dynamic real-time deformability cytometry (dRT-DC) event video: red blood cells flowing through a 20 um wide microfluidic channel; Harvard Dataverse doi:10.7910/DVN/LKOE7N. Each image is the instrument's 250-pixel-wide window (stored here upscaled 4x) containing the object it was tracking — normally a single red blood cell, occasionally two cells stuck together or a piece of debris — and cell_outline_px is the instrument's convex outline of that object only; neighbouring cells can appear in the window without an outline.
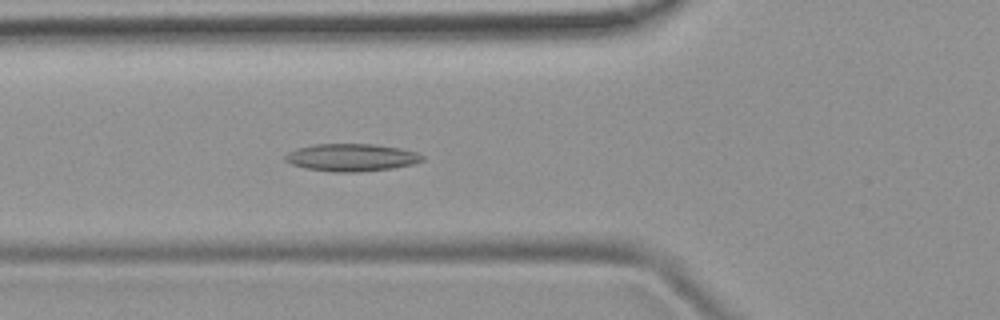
{"species": "common noctule bat (a hibernating species)", "species_latin": "Nyctalus noctula", "temperature_condition": "room temperature", "stored_images_in_passage": 50, "camera_frame_rate_fps": 3000, "um_per_image_px": 0.085, "animal": {"sex": "female", "body_mass_g": 19.9}, "frame": {"image": 1, "passage_image": 18, "time_ms": 5.667, "image_size_px": [1000, 320], "cell_outline_px": [[424, 160], [412, 164], [392, 168], [360, 172], [332, 172], [304, 168], [292, 164], [284, 160], [284, 156], [288, 152], [296, 148], [312, 144], [372, 144], [400, 148], [416, 152], [424, 156]], "centroid_in_image_um": [29.84, 13.38], "position_along_channel_um": 96.0, "area_um2": 22.08}}
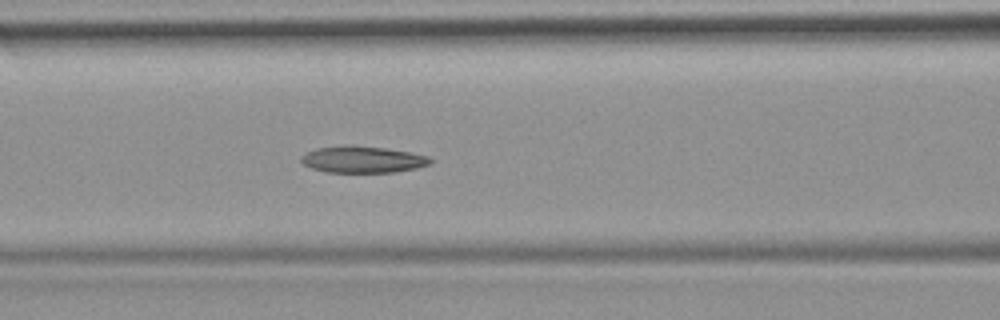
{"frame": {"image": 2, "passage_image": 21, "time_ms": 6.667, "image_size_px": [1000, 320], "cell_outline_px": [[432, 164], [416, 168], [396, 172], [324, 172], [312, 168], [304, 164], [300, 160], [300, 156], [304, 152], [316, 148], [344, 144], [352, 144], [384, 148], [412, 152], [428, 156], [432, 160]], "centroid_in_image_um": [30.8, 13.54], "position_along_channel_um": 135.8, "area_um2": 20.46}}
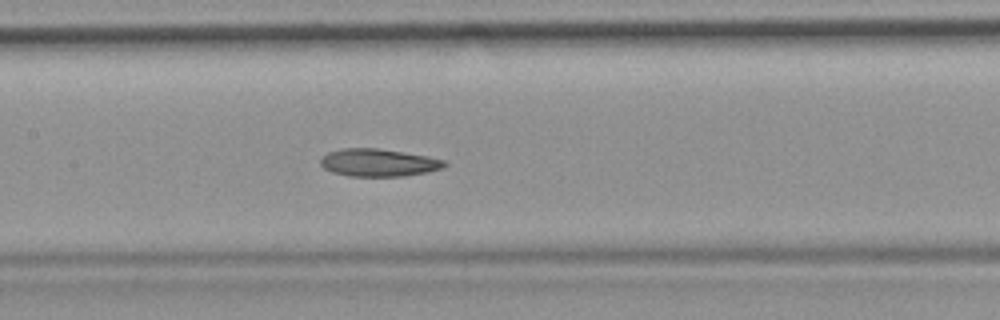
{"frame": {"image": 3, "passage_image": 24, "time_ms": 7.667, "image_size_px": [1000, 320], "cell_outline_px": [[448, 164], [444, 168], [428, 172], [404, 176], [348, 176], [332, 172], [324, 168], [320, 164], [320, 160], [328, 152], [340, 148], [376, 148], [428, 156], [444, 160]], "centroid_in_image_um": [32.18, 13.83], "position_along_channel_um": 175.2, "area_um2": 20.0}, "authors_computed_cell_mechanics": {"area_um2": 20.9525, "velocity_mm_per_s": 3.9561, "shape_relaxation_time_tau1_ms": 10.3916, "shape_relaxation_time_tau2_ms": 8.7249, "deformation_change_tau1": 0.2138, "deformation_change_tau2": 0.2006}}